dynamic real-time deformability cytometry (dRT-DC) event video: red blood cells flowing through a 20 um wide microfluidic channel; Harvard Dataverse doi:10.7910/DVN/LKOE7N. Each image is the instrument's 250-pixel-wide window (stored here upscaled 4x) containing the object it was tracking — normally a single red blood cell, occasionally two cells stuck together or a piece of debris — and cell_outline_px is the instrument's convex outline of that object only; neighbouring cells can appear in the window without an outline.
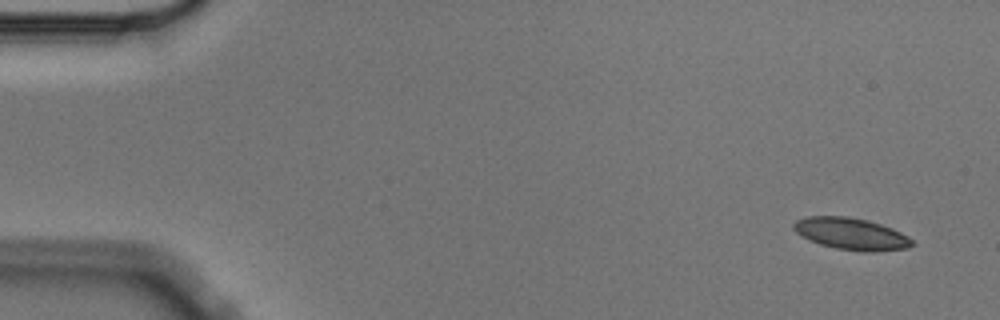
{"species": "Egyptian fruit bat (a non-hibernating species)", "species_latin": "Rousettus aegyptiacus", "temperature_condition": "cold", "stored_images_in_passage": 9, "camera_frame_rate_fps": 3000, "um_per_image_px": 0.085, "animal": {"sex": "male"}, "frame": {"image": 1, "passage_image": 1, "time_ms": 0.0, "image_size_px": [1000, 320], "cell_outline_px": [[916, 244], [908, 248], [872, 252], [836, 248], [820, 244], [808, 240], [796, 232], [792, 228], [792, 224], [796, 220], [808, 216], [848, 216], [868, 220], [892, 228], [908, 236]], "centroid_in_image_um": [72.35, 19.86], "position_along_channel_um": 12.7, "area_um2": 22.02}}
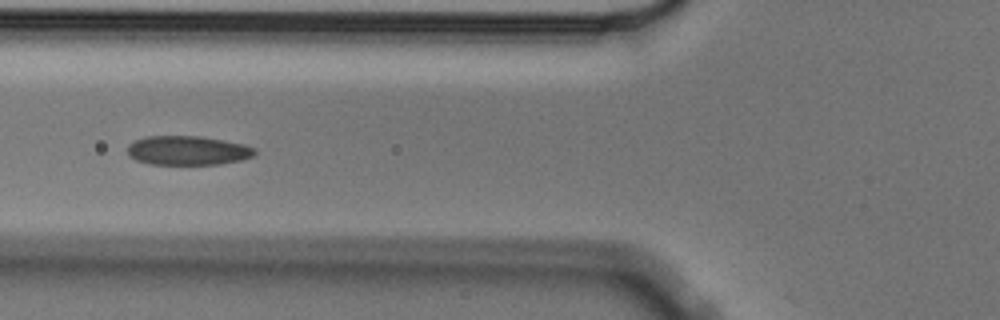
{"frame": {"image": 2, "passage_image": 6, "time_ms": 1.667, "image_size_px": [1000, 320], "cell_outline_px": [[256, 152], [252, 156], [240, 160], [220, 164], [148, 164], [136, 160], [128, 156], [128, 144], [144, 136], [200, 136], [244, 144], [256, 148]], "centroid_in_image_um": [15.93, 12.79], "position_along_channel_um": 109.9, "area_um2": 21.68}}
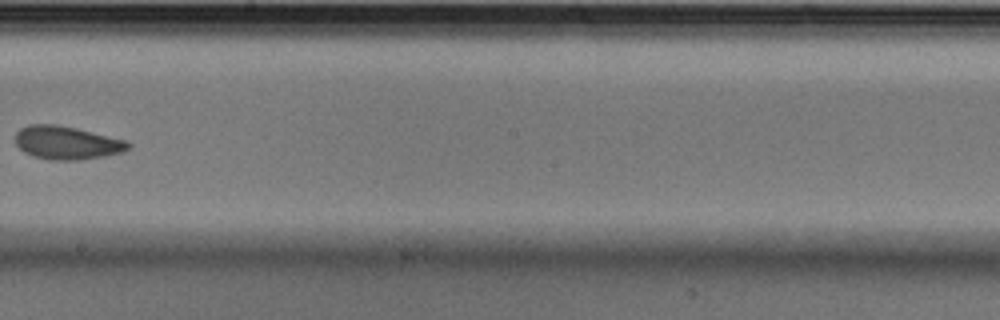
{"frame": {"image": 3, "passage_image": 9, "time_ms": 2.667, "image_size_px": [1000, 320], "cell_outline_px": [[132, 148], [124, 152], [104, 156], [80, 160], [48, 160], [32, 156], [24, 152], [16, 144], [16, 132], [20, 128], [28, 124], [56, 124], [76, 128], [128, 140], [132, 144]], "centroid_in_image_um": [5.72, 12.14], "position_along_channel_um": 242.5, "area_um2": 22.25}}